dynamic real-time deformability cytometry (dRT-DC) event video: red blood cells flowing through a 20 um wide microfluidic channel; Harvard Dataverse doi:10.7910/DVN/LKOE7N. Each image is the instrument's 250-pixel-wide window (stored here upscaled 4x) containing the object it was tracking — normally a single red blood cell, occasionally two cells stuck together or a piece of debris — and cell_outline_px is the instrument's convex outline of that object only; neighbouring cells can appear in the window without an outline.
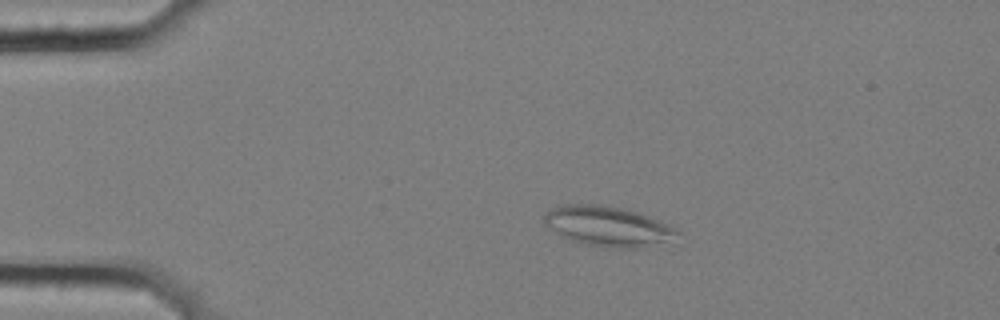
{"species": "common noctule bat (a hibernating species)", "species_latin": "Nyctalus noctula", "temperature_condition": "cold", "stored_images_in_passage": 10, "camera_frame_rate_fps": 3000, "um_per_image_px": 0.085, "animal": {"sex": "female", "body_mass_g": 25.1}, "frame": {"image": 1, "passage_image": 2, "time_ms": 0.333, "image_size_px": [1000, 320], "cell_outline_px": [[680, 232], [664, 240], [640, 248], [616, 248], [588, 244], [572, 240], [560, 236], [544, 224], [540, 220], [544, 212], [560, 204], [604, 204], [628, 208], [640, 212], [668, 224], [676, 228]], "centroid_in_image_um": [51.56, 19.18], "position_along_channel_um": 33.4, "area_um2": 31.1}}
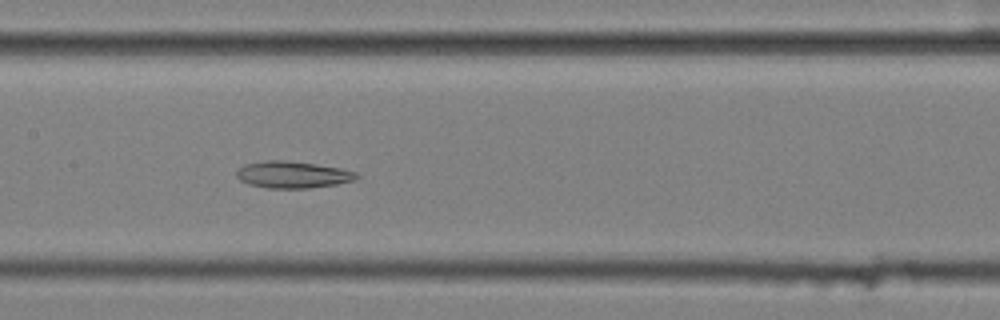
{"frame": {"image": 2, "passage_image": 7, "time_ms": 2.0, "image_size_px": [1000, 320], "cell_outline_px": [[360, 176], [356, 180], [336, 184], [308, 188], [268, 188], [248, 184], [240, 180], [236, 176], [236, 172], [244, 164], [264, 160], [284, 160], [316, 164], [344, 168], [356, 172]], "centroid_in_image_um": [24.9, 14.84], "position_along_channel_um": 182.5, "area_um2": 18.9}}
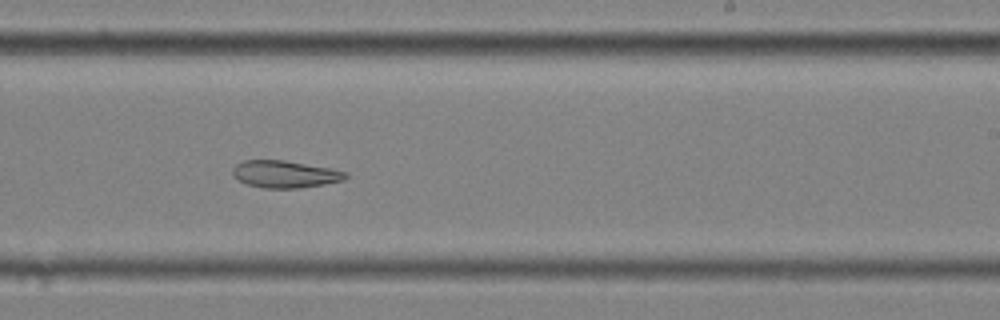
{"frame": {"image": 3, "passage_image": 9, "time_ms": 2.667, "image_size_px": [1000, 320], "cell_outline_px": [[348, 176], [344, 180], [324, 184], [300, 188], [264, 188], [248, 184], [240, 180], [232, 172], [232, 168], [236, 164], [244, 160], [284, 160], [328, 168], [348, 172]], "centroid_in_image_um": [24.24, 14.8], "position_along_channel_um": 264.8, "area_um2": 17.69}}